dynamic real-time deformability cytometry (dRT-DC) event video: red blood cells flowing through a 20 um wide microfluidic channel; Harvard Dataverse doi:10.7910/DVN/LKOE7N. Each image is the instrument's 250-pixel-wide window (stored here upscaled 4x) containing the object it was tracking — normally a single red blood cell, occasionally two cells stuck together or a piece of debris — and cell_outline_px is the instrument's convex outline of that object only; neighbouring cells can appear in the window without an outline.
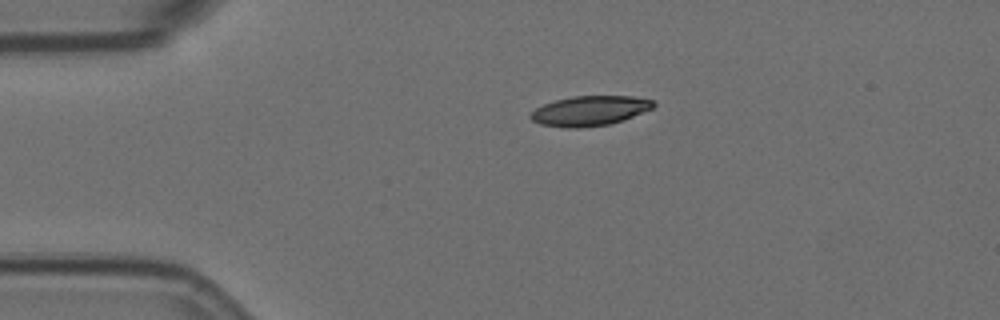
{"species": "Egyptian fruit bat (a non-hibernating species)", "species_latin": "Rousettus aegyptiacus", "temperature_condition": "room temperature", "stored_images_in_passage": 2, "camera_frame_rate_fps": 3000, "um_per_image_px": 0.085, "animal": {"sex": "female"}, "frame": {"image": 1, "passage_image": 1, "time_ms": 0.0, "image_size_px": [1000, 320], "cell_outline_px": [[656, 104], [652, 108], [624, 120], [608, 124], [580, 128], [564, 128], [540, 124], [532, 120], [528, 116], [536, 108], [544, 104], [556, 100], [572, 96], [632, 96], [652, 100]], "centroid_in_image_um": [50.11, 9.42], "position_along_channel_um": 34.9, "area_um2": 21.33}}